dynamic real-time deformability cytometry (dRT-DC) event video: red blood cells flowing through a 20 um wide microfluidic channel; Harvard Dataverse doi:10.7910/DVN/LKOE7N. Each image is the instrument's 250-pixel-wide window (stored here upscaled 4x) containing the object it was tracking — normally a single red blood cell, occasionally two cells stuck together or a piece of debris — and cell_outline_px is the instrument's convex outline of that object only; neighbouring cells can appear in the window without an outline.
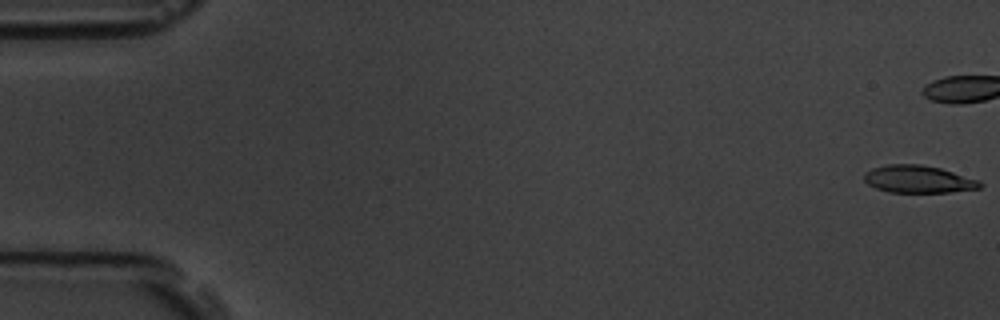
{"species": "common noctule bat (a hibernating species)", "species_latin": "Nyctalus noctula", "temperature_condition": "room temperature", "stored_images_in_passage": 44, "camera_frame_rate_fps": 3000, "um_per_image_px": 0.085, "animal": {"sex": "male", "body_mass_g": 19.5, "forearm_length_mm": 54.6}, "frame": {"image": 1, "passage_image": 1, "time_ms": 0.0, "image_size_px": [1000, 320], "cell_outline_px": [[984, 184], [980, 188], [948, 192], [888, 192], [876, 188], [868, 184], [864, 180], [864, 172], [872, 168], [888, 164], [920, 164], [940, 168], [980, 180]], "centroid_in_image_um": [78.05, 15.23], "position_along_channel_um": 6.9, "area_um2": 18.55}}
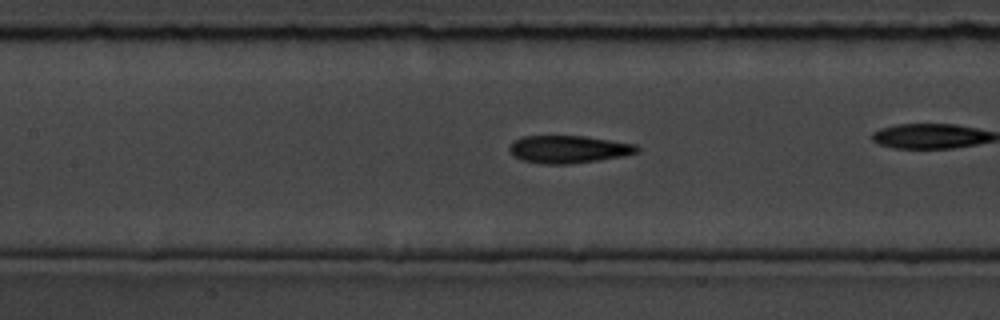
{"frame": {"image": 2, "passage_image": 26, "time_ms": 8.333, "image_size_px": [1000, 320], "cell_outline_px": [[640, 152], [624, 156], [568, 164], [544, 164], [524, 160], [516, 156], [508, 148], [516, 140], [524, 136], [584, 136], [636, 144], [640, 148]], "centroid_in_image_um": [48.4, 12.68], "position_along_channel_um": 159.0, "area_um2": 20.23}}